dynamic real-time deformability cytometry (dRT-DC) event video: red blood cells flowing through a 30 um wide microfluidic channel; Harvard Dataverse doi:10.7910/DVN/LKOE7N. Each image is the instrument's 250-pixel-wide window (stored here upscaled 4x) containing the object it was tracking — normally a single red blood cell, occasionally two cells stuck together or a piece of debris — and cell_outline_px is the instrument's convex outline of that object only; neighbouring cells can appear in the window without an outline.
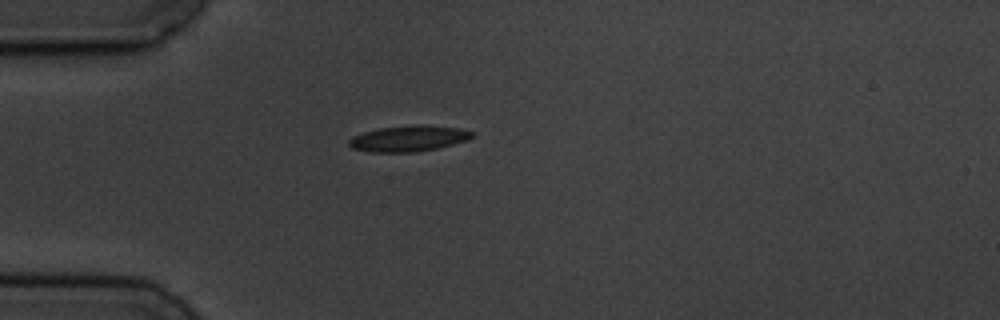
{"species": "common noctule bat (a hibernating species)", "species_latin": "Nyctalus noctula", "temperature_condition": "cold", "stored_images_in_passage": 1, "camera_frame_rate_fps": 3000, "um_per_image_px": 0.085, "animal": {"sex": "male", "body_mass_g": 19.5, "forearm_length_mm": 54.6}, "frame": {"image": 1, "passage_image": 1, "time_ms": 0.0, "image_size_px": [1000, 320], "cell_outline_px": [[476, 136], [468, 140], [440, 148], [416, 152], [368, 152], [352, 148], [348, 144], [348, 140], [352, 136], [364, 132], [380, 128], [416, 124], [424, 124], [460, 128], [476, 132]], "centroid_in_image_um": [34.79, 11.77], "position_along_channel_um": 50.2, "area_um2": 19.02}}